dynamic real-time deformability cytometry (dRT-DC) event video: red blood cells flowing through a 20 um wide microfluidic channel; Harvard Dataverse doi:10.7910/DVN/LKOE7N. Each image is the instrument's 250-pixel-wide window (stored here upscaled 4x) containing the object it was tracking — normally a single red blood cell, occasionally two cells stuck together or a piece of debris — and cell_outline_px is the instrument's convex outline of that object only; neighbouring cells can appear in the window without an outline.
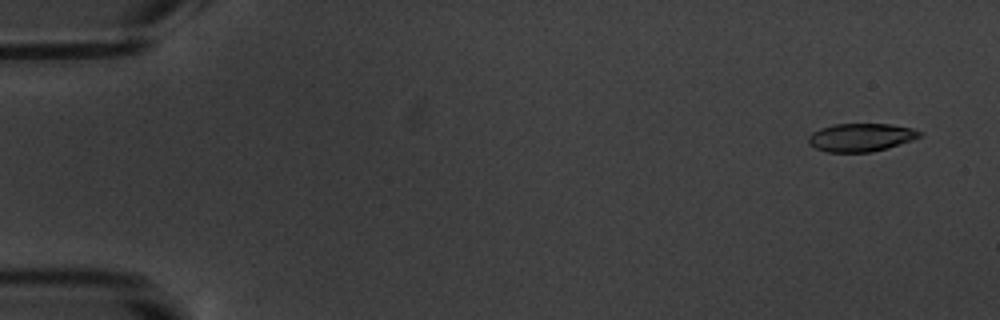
{"species": "common noctule bat (a hibernating species)", "species_latin": "Nyctalus noctula", "temperature_condition": "warm", "stored_images_in_passage": 9, "camera_frame_rate_fps": 3000, "um_per_image_px": 0.085, "animal": {"sex": "male", "body_mass_g": 20.1, "forearm_length_mm": 53.5}, "frame": {"image": 1, "passage_image": 1, "time_ms": 0.0, "image_size_px": [1000, 320], "cell_outline_px": [[920, 136], [912, 140], [888, 148], [872, 152], [828, 152], [816, 148], [808, 144], [808, 136], [812, 132], [820, 128], [832, 124], [888, 124], [912, 128], [920, 132]], "centroid_in_image_um": [73.13, 11.68], "position_along_channel_um": 11.9, "area_um2": 18.21}}